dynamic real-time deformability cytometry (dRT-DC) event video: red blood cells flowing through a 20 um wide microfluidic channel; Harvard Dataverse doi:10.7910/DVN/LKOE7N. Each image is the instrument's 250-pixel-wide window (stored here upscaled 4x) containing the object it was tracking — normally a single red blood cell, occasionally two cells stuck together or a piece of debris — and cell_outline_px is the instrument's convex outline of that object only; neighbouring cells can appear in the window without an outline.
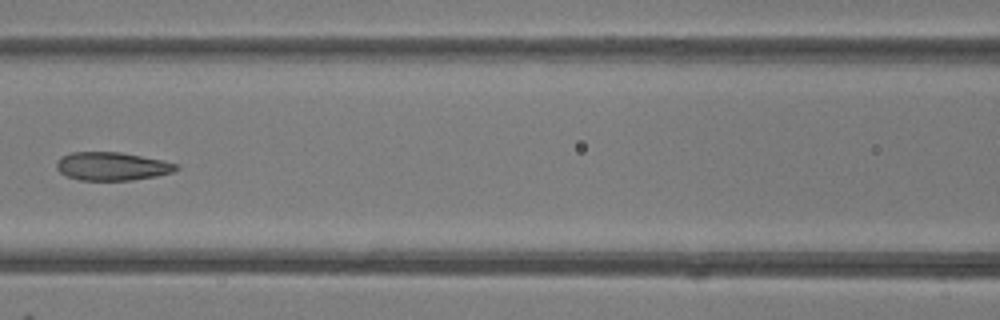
{"species": "common noctule bat (a hibernating species)", "species_latin": "Nyctalus noctula", "temperature_condition": "room temperature", "stored_images_in_passage": 6, "camera_frame_rate_fps": 3000, "um_per_image_px": 0.085, "animal": {"sex": "female"}, "frame": {"image": 1, "passage_image": 6, "time_ms": 6.667, "image_size_px": [1000, 320], "cell_outline_px": [[180, 168], [172, 172], [156, 176], [132, 180], [80, 180], [68, 176], [60, 172], [56, 168], [56, 164], [64, 156], [72, 152], [120, 152], [180, 164]], "centroid_in_image_um": [9.56, 14.14], "position_along_channel_um": 157.0, "area_um2": 19.48}}